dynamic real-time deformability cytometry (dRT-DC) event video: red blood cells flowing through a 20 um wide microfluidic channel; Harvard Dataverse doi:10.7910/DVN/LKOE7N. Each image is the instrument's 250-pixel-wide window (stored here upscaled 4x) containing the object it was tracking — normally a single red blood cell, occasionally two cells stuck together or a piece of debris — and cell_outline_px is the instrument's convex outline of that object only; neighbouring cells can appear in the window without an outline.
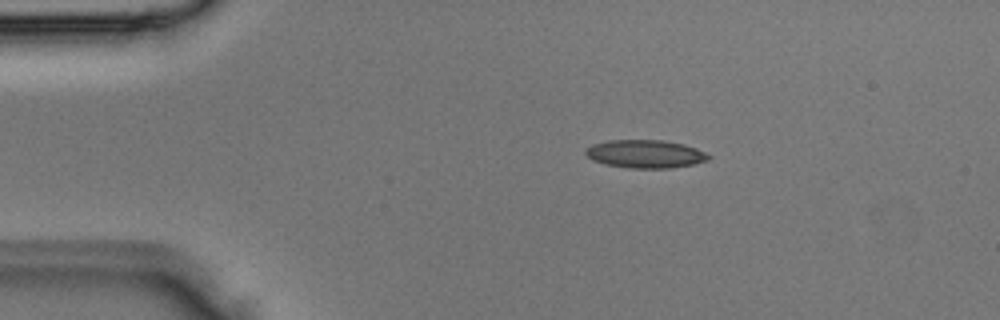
{"species": "Egyptian fruit bat (a non-hibernating species)", "species_latin": "Rousettus aegyptiacus", "temperature_condition": "room temperature", "stored_images_in_passage": 5, "camera_frame_rate_fps": 3000, "um_per_image_px": 0.085, "animal": {"sex": "male"}, "frame": {"image": 1, "passage_image": 5, "time_ms": 1.333, "image_size_px": [1000, 320], "cell_outline_px": [[712, 156], [708, 160], [692, 164], [672, 168], [628, 168], [604, 164], [592, 160], [584, 152], [592, 144], [608, 140], [664, 140], [684, 144], [696, 148]], "centroid_in_image_um": [54.85, 13.08], "position_along_channel_um": 30.1, "area_um2": 20.17}}